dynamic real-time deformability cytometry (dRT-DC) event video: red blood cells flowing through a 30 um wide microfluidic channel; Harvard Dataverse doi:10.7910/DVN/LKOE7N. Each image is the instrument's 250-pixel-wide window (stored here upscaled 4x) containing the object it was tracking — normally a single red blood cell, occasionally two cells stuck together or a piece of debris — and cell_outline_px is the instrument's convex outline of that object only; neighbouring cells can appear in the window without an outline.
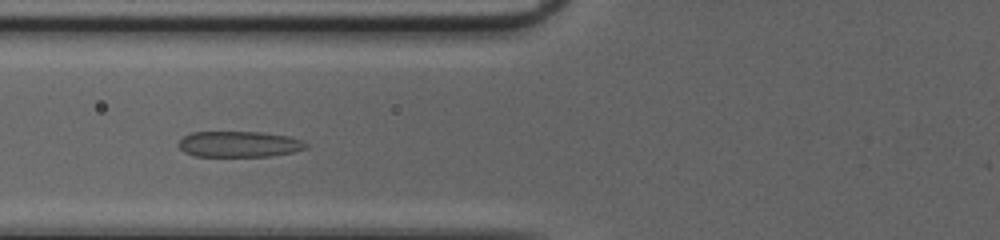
{"species": "common noctule bat (a hibernating species)", "species_latin": "Nyctalus noctula", "temperature_condition": "cold", "stored_images_in_passage": 46, "camera_frame_rate_fps": 3000, "um_per_image_px": 0.085, "animal": {"sex": "female", "body_mass_g": 20.0, "forearm_length_mm": 54.0}, "frame": {"image": 1, "passage_image": 17, "time_ms": 5.333, "image_size_px": [1000, 240], "cell_outline_px": [[308, 148], [292, 152], [272, 156], [196, 156], [184, 152], [176, 144], [184, 136], [192, 132], [260, 132], [288, 136], [304, 140], [308, 144]], "centroid_in_image_um": [20.35, 12.25], "position_along_channel_um": 105.5, "area_um2": 19.31}}
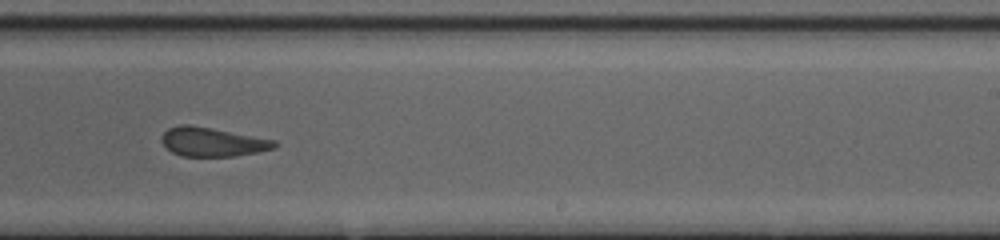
{"frame": {"image": 2, "passage_image": 29, "time_ms": 9.333, "image_size_px": [1000, 240], "cell_outline_px": [[280, 144], [276, 148], [236, 156], [180, 156], [172, 152], [160, 140], [160, 136], [168, 128], [180, 124], [188, 124], [212, 128], [276, 140]], "centroid_in_image_um": [18.06, 12.06], "position_along_channel_um": 270.9, "area_um2": 19.19}}
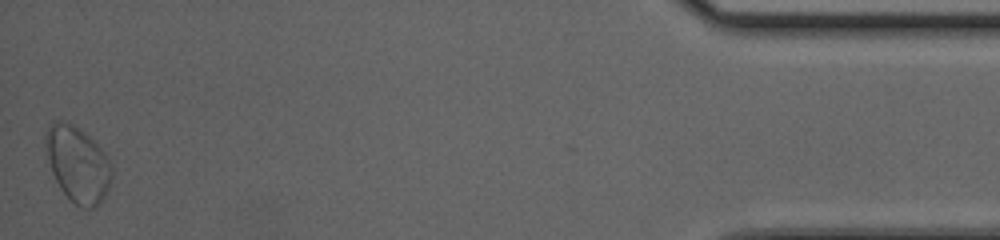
{"frame": {"image": 3, "passage_image": 46, "time_ms": 15.0, "image_size_px": [1000, 240], "cell_outline_px": [[112, 176], [108, 188], [100, 204], [96, 208], [80, 208], [60, 188], [52, 172], [44, 148], [44, 132], [48, 124], [56, 120], [60, 120], [72, 124], [80, 128], [108, 156], [112, 164]], "centroid_in_image_um": [6.58, 13.93], "position_along_channel_um": 428.6, "area_um2": 29.42}, "authors_computed_cell_mechanics": {"area_um2": 21.0392, "velocity_mm_per_s": 4.1354, "shape_relaxation_time_tau1_ms": null, "shape_relaxation_time_tau2_ms": 1.439, "deformation_change_tau1": null, "deformation_change_tau2": 0.0996}}